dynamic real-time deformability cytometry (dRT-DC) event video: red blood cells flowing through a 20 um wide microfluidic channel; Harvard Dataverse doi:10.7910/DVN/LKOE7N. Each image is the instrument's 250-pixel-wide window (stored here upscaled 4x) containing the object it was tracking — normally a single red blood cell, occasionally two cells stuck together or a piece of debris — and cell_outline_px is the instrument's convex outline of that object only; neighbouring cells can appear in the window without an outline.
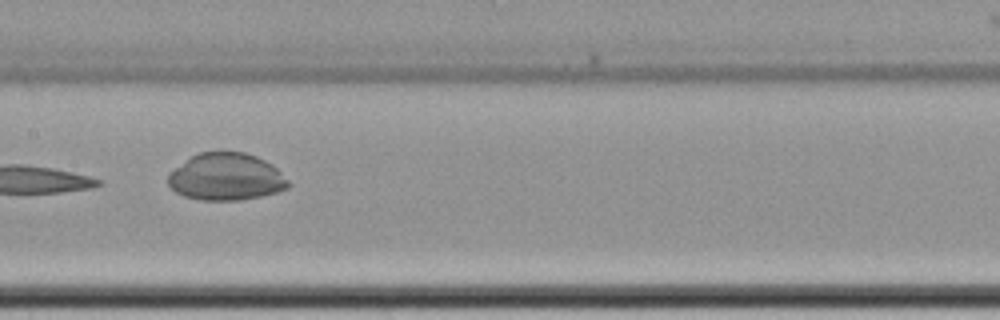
{"species": "common noctule bat (a hibernating species)", "species_latin": "Nyctalus noctula", "temperature_condition": "cold", "stored_images_in_passage": 12, "camera_frame_rate_fps": 3000, "um_per_image_px": 0.085, "animal": {"sex": "female", "body_mass_g": 22.7, "forearm_length_mm": 54.2}, "frame": {"image": 1, "passage_image": 6, "time_ms": 6.0, "image_size_px": [1000, 320], "cell_outline_px": [[292, 184], [288, 188], [276, 192], [260, 196], [240, 200], [200, 200], [184, 196], [176, 192], [168, 184], [168, 172], [192, 156], [200, 152], [244, 152], [256, 156], [272, 164]], "centroid_in_image_um": [19.22, 15.04], "position_along_channel_um": 188.2, "area_um2": 33.0}}
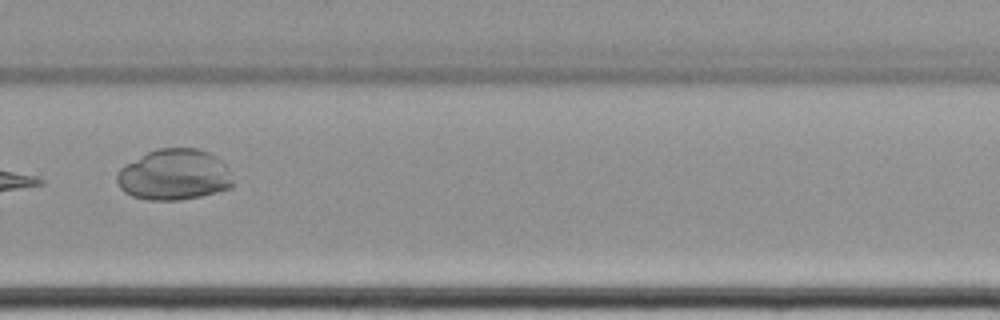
{"frame": {"image": 2, "passage_image": 9, "time_ms": 9.667, "image_size_px": [1000, 320], "cell_outline_px": [[232, 188], [200, 196], [180, 200], [148, 200], [132, 196], [124, 192], [120, 188], [116, 180], [116, 172], [124, 164], [148, 152], [160, 148], [196, 148], [208, 152], [216, 156], [228, 168], [232, 180]], "centroid_in_image_um": [14.78, 14.86], "position_along_channel_um": 315.0, "area_um2": 34.56}}
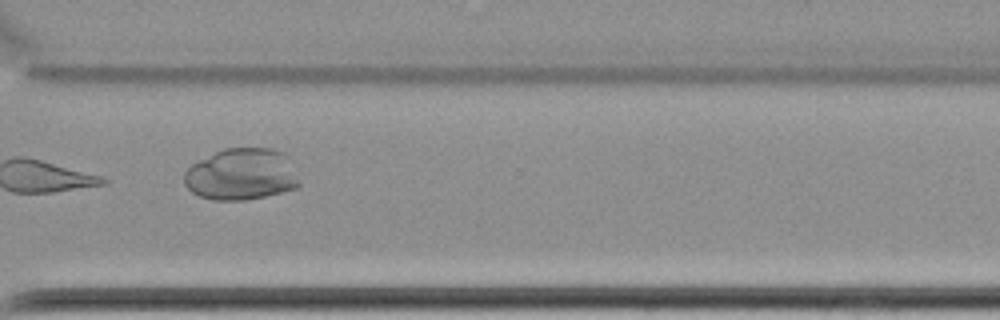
{"frame": {"image": 3, "passage_image": 10, "time_ms": 10.667, "image_size_px": [1000, 320], "cell_outline_px": [[300, 184], [296, 188], [264, 196], [244, 200], [212, 200], [200, 196], [192, 192], [184, 184], [184, 172], [192, 164], [224, 148], [272, 148], [284, 152], [296, 164]], "centroid_in_image_um": [20.58, 14.81], "position_along_channel_um": 350.0, "area_um2": 35.03}}